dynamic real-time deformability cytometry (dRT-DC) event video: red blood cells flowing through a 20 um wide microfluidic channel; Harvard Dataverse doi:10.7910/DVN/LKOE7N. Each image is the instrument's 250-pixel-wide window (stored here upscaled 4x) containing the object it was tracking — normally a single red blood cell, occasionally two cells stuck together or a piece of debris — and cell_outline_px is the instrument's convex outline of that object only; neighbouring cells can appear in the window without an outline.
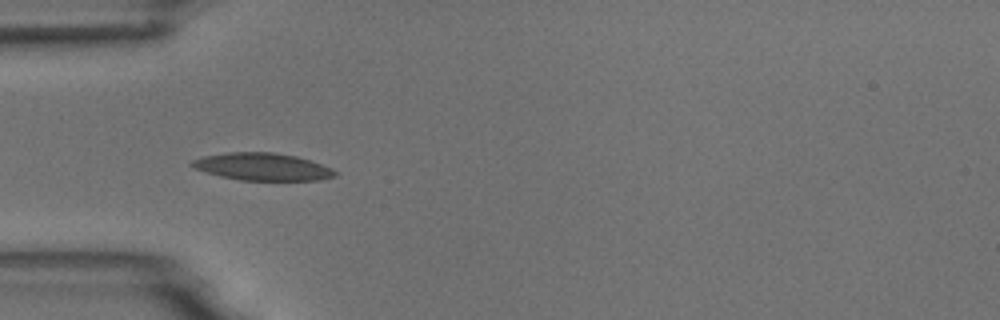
{"species": "common noctule bat (a hibernating species)", "species_latin": "Nyctalus noctula", "temperature_condition": "room temperature", "stored_images_in_passage": 10, "camera_frame_rate_fps": 3000, "um_per_image_px": 0.085, "animal": {"sex": "male", "body_mass_g": 18.8}, "frame": {"image": 1, "passage_image": 4, "time_ms": 4.333, "image_size_px": [1000, 320], "cell_outline_px": [[336, 176], [320, 180], [240, 180], [220, 176], [196, 168], [188, 164], [192, 160], [204, 156], [228, 152], [272, 152], [296, 156], [332, 168], [336, 172]], "centroid_in_image_um": [22.31, 14.17], "position_along_channel_um": 62.7, "area_um2": 22.6}}